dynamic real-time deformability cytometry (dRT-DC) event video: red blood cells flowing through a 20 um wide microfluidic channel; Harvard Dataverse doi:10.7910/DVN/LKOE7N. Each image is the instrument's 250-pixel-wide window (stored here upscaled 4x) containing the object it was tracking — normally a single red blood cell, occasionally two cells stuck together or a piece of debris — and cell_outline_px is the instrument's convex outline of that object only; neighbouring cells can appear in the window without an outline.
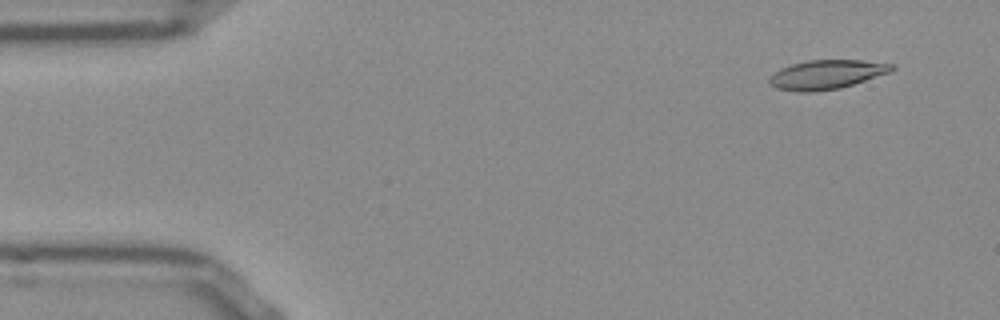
{"species": "Egyptian fruit bat (a non-hibernating species)", "species_latin": "Rousettus aegyptiacus", "temperature_condition": "room temperature", "stored_images_in_passage": 52, "camera_frame_rate_fps": 3000, "um_per_image_px": 0.085, "frame": {"image": 1, "passage_image": 4, "time_ms": 1.0, "image_size_px": [1000, 320], "cell_outline_px": [[896, 68], [888, 72], [840, 88], [812, 92], [804, 92], [776, 88], [768, 80], [780, 68], [792, 64], [808, 60], [860, 60], [896, 64]], "centroid_in_image_um": [70.27, 6.32], "position_along_channel_um": 14.7, "area_um2": 20.4}}
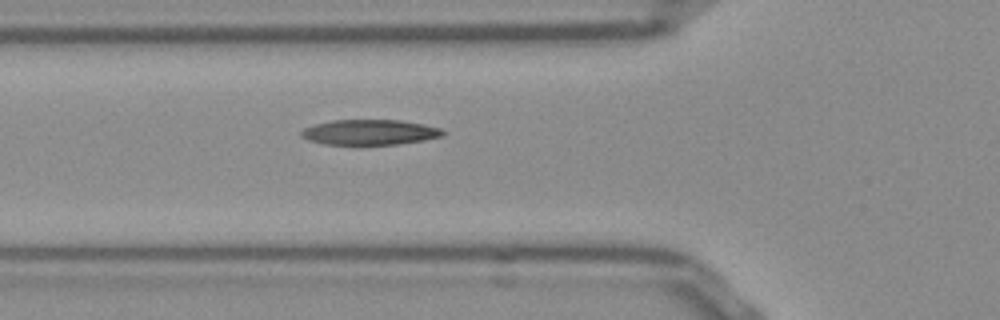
{"frame": {"image": 2, "passage_image": 18, "time_ms": 5.667, "image_size_px": [1000, 320], "cell_outline_px": [[444, 136], [424, 140], [396, 144], [324, 144], [308, 140], [300, 136], [300, 132], [304, 128], [316, 124], [332, 120], [400, 120], [424, 124], [440, 128], [444, 132]], "centroid_in_image_um": [31.42, 11.23], "position_along_channel_um": 94.4, "area_um2": 20.75}}
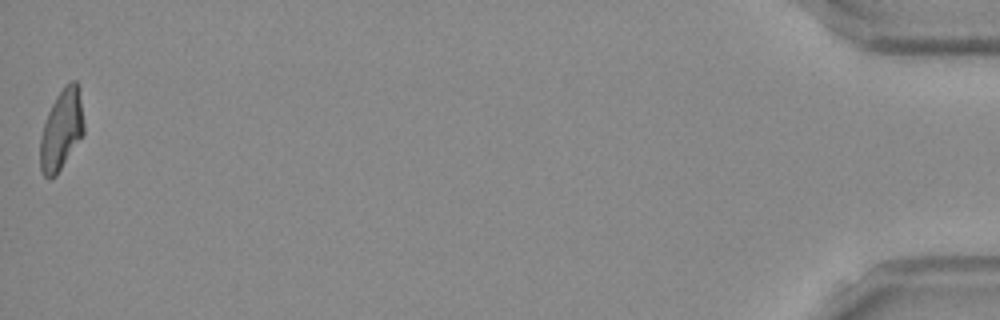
{"frame": {"image": 3, "passage_image": 52, "time_ms": 17.0, "image_size_px": [1000, 320], "cell_outline_px": [[84, 132], [56, 176], [48, 180], [40, 172], [40, 140], [44, 124], [48, 112], [56, 96], [72, 80], [76, 80], [80, 88], [84, 124]], "centroid_in_image_um": [5.22, 11.05], "position_along_channel_um": 430.0, "area_um2": 20.4}, "authors_computed_cell_mechanics": {"area_um2": 20.7791, "velocity_mm_per_s": 3.8572, "shape_relaxation_time_tau1_ms": 4.3371, "shape_relaxation_time_tau2_ms": 2.298, "deformation_change_tau1": 0.1806, "deformation_change_tau2": 0.1046}}